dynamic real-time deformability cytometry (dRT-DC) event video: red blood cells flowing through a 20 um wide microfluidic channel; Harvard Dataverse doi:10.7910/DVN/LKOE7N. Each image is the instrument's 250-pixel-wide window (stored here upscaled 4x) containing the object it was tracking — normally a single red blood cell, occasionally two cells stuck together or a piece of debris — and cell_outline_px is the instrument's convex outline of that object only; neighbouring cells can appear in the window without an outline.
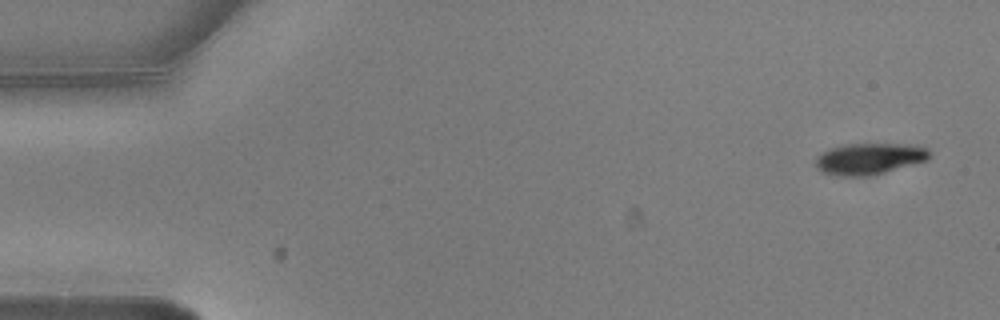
{"species": "common noctule bat (a hibernating species)", "species_latin": "Nyctalus noctula", "temperature_condition": "warm", "stored_images_in_passage": 4, "camera_frame_rate_fps": 3000, "um_per_image_px": 0.085, "animal": {"sex": "male", "body_mass_g": 20.5, "forearm_length_mm": 52.5}, "frame": {"image": 1, "passage_image": 1, "time_ms": 0.0, "image_size_px": [1000, 320], "cell_outline_px": [[932, 156], [928, 160], [872, 176], [832, 176], [816, 168], [816, 156], [828, 148], [840, 144], [916, 144], [928, 148], [932, 152]], "centroid_in_image_um": [73.92, 13.49], "position_along_channel_um": 11.1, "area_um2": 21.39}}
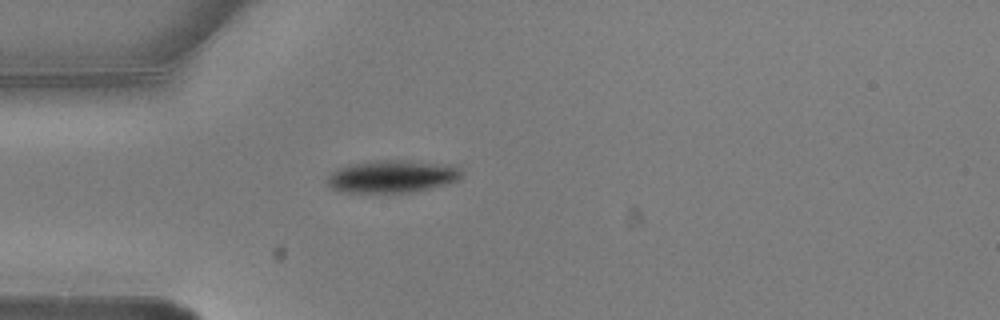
{"frame": {"image": 2, "passage_image": 4, "time_ms": 1.0, "image_size_px": [1000, 320], "cell_outline_px": [[464, 172], [460, 180], [448, 184], [432, 188], [412, 192], [340, 192], [332, 188], [324, 180], [336, 168], [348, 164], [372, 160], [404, 160], [456, 164]], "centroid_in_image_um": [33.38, 14.98], "position_along_channel_um": 51.6, "area_um2": 26.18}}